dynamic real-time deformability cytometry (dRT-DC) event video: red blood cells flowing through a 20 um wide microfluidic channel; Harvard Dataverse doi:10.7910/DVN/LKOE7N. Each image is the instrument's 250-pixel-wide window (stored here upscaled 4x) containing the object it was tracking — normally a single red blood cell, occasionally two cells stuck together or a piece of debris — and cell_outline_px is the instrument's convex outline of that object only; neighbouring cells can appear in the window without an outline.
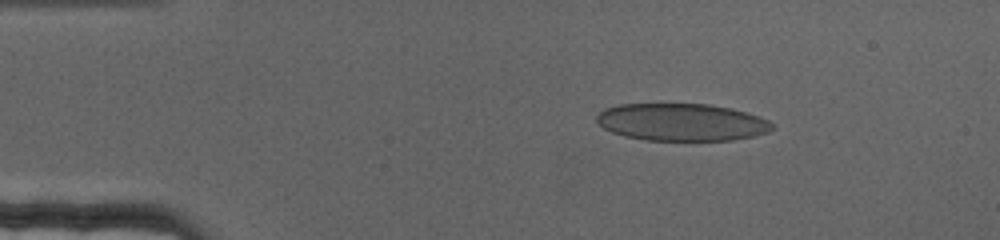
{"species": "human", "species_latin": "Homo sapiens", "temperature_condition": "cold", "stored_images_in_passage": 31, "camera_frame_rate_fps": 3000, "um_per_image_px": 0.085, "donor": {"sex": "female"}, "frame": {"image": 1, "passage_image": 11, "time_ms": 3.333, "image_size_px": [1000, 240], "cell_outline_px": [[772, 128], [768, 132], [752, 136], [732, 140], [644, 140], [624, 136], [612, 132], [604, 128], [596, 120], [596, 116], [604, 108], [620, 104], [708, 104], [732, 108], [760, 116], [768, 120], [772, 124]], "centroid_in_image_um": [57.93, 10.38], "position_along_channel_um": 27.1, "area_um2": 38.21}}
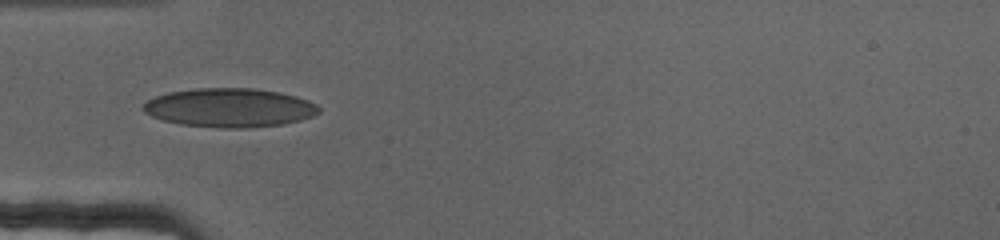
{"frame": {"image": 2, "passage_image": 22, "time_ms": 7.0, "image_size_px": [1000, 240], "cell_outline_px": [[320, 112], [312, 116], [300, 120], [284, 124], [248, 128], [224, 128], [180, 124], [164, 120], [152, 116], [144, 112], [140, 108], [148, 100], [156, 96], [168, 92], [196, 88], [252, 88], [280, 92], [296, 96], [308, 100], [316, 104], [320, 108]], "centroid_in_image_um": [19.52, 9.15], "position_along_channel_um": 65.5, "area_um2": 39.88}}
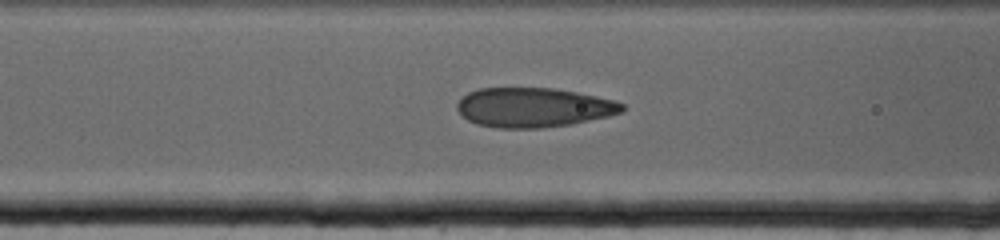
{"frame": {"image": 3, "passage_image": 28, "time_ms": 9.0, "image_size_px": [1000, 240], "cell_outline_px": [[624, 112], [608, 116], [572, 124], [540, 128], [496, 128], [476, 124], [468, 120], [456, 108], [456, 104], [468, 92], [480, 88], [552, 88], [576, 92], [596, 96], [612, 100], [624, 104]], "centroid_in_image_um": [45.35, 9.14], "position_along_channel_um": 121.3, "area_um2": 37.92}}